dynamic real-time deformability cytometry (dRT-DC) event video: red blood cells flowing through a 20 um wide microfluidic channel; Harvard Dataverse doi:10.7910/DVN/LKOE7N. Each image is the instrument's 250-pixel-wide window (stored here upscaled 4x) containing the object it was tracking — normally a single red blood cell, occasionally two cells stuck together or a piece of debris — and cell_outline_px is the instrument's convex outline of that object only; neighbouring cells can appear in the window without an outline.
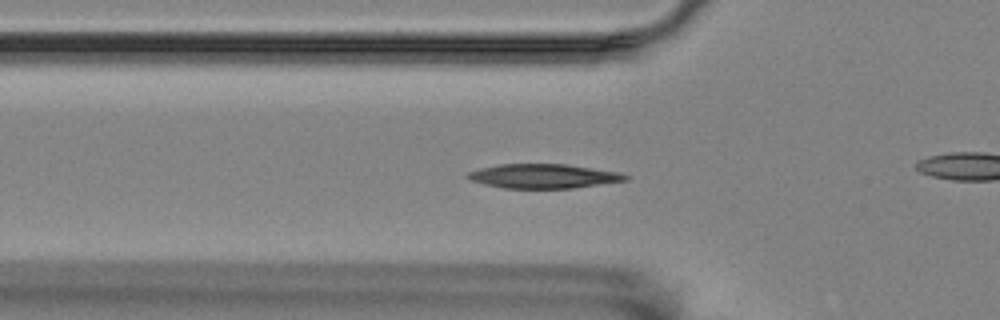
{"species": "Egyptian fruit bat (a non-hibernating species)", "species_latin": "Rousettus aegyptiacus", "temperature_condition": "room temperature", "stored_images_in_passage": 56, "camera_frame_rate_fps": 3000, "um_per_image_px": 0.085, "animal": {"sex": "female"}, "frame": {"image": 1, "passage_image": 18, "time_ms": 5.667, "image_size_px": [1000, 320], "cell_outline_px": [[628, 180], [572, 188], [504, 188], [484, 184], [472, 180], [464, 176], [468, 172], [480, 168], [500, 164], [568, 164], [620, 172], [628, 176]], "centroid_in_image_um": [46.19, 14.96], "position_along_channel_um": 79.6, "area_um2": 22.25}}
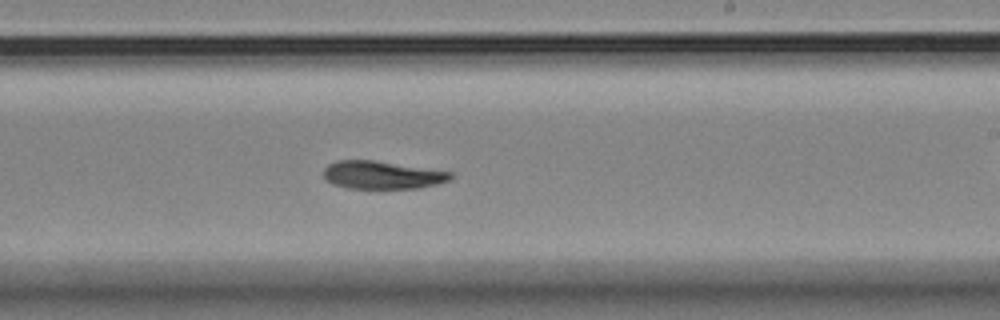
{"frame": {"image": 2, "passage_image": 33, "time_ms": 10.667, "image_size_px": [1000, 320], "cell_outline_px": [[452, 180], [420, 188], [348, 188], [332, 184], [324, 180], [324, 168], [328, 164], [336, 160], [372, 160], [452, 172]], "centroid_in_image_um": [32.45, 14.88], "position_along_channel_um": 256.6, "area_um2": 20.63}}
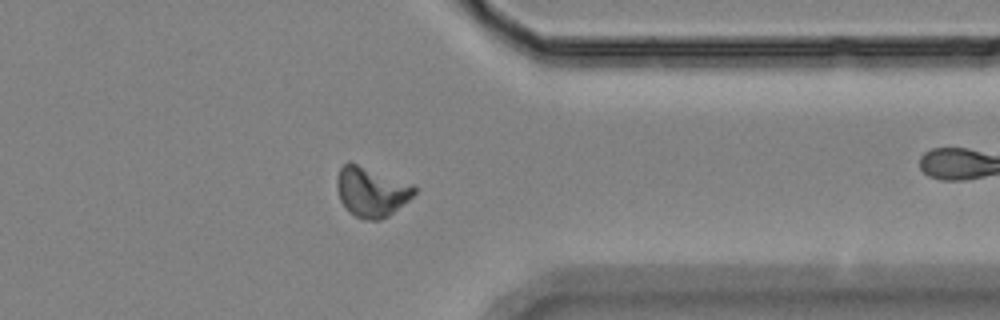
{"frame": {"image": 3, "passage_image": 44, "time_ms": 14.333, "image_size_px": [1000, 320], "cell_outline_px": [[416, 192], [408, 200], [388, 216], [380, 220], [364, 220], [348, 212], [340, 200], [336, 188], [336, 176], [340, 168], [348, 160], [416, 184]], "centroid_in_image_um": [31.56, 16.27], "position_along_channel_um": 379.8, "area_um2": 22.95}, "authors_computed_cell_mechanics": {"area_um2": 21.8484, "velocity_mm_per_s": 3.5224, "shape_relaxation_time_tau1_ms": 8.3901, "shape_relaxation_time_tau2_ms": null, "deformation_change_tau1": 0.1772, "deformation_change_tau2": null}}